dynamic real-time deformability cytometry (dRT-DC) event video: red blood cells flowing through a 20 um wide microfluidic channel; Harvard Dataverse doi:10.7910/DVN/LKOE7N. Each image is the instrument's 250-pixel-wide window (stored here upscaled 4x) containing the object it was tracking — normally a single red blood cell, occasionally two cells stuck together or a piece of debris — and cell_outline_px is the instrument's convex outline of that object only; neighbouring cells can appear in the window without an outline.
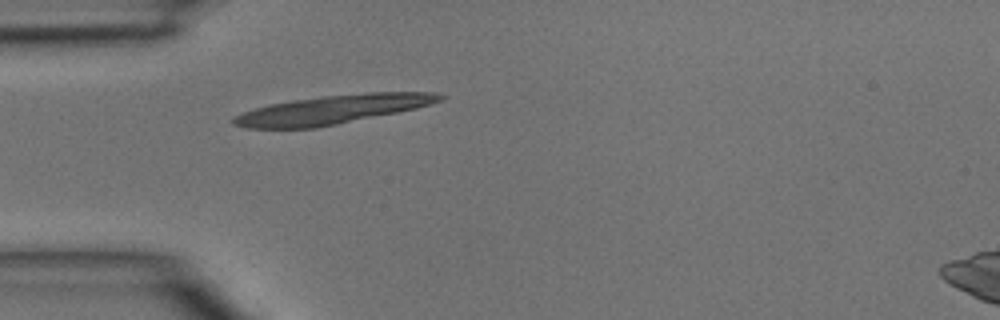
{"species": "common noctule bat (a hibernating species)", "species_latin": "Nyctalus noctula", "temperature_condition": "room temperature", "stored_images_in_passage": 2, "camera_frame_rate_fps": 3000, "um_per_image_px": 0.085, "animal": {"sex": "male", "body_mass_g": 15.6}, "frame": {"image": 1, "passage_image": 1, "time_ms": 0.0, "image_size_px": [1000, 320], "cell_outline_px": [[448, 96], [440, 100], [416, 108], [316, 128], [248, 128], [232, 124], [232, 120], [236, 116], [244, 112], [268, 104], [292, 100], [320, 96], [368, 92], [436, 92]], "centroid_in_image_um": [28.26, 9.3], "position_along_channel_um": 56.7, "area_um2": 34.22}}